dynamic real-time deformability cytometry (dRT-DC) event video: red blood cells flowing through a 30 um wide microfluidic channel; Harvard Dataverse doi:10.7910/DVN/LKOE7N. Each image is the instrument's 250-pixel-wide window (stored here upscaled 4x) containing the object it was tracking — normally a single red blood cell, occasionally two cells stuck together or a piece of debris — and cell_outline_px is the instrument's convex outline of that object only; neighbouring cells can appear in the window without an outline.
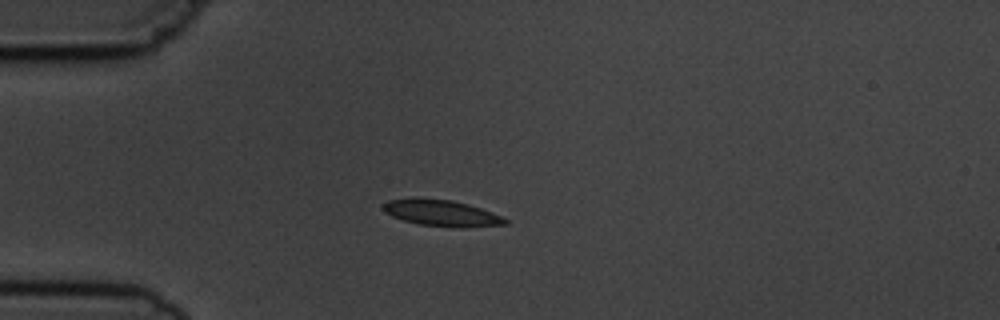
{"species": "common noctule bat (a hibernating species)", "species_latin": "Nyctalus noctula", "temperature_condition": "cold", "stored_images_in_passage": 6, "camera_frame_rate_fps": 3000, "um_per_image_px": 0.085, "animal": {"sex": "male", "body_mass_g": 19.5, "forearm_length_mm": 54.6}, "frame": {"image": 1, "passage_image": 3, "time_ms": 2.333, "image_size_px": [1000, 320], "cell_outline_px": [[508, 224], [464, 228], [460, 228], [420, 224], [404, 220], [392, 216], [384, 212], [380, 208], [388, 200], [412, 196], [416, 196], [452, 200], [468, 204], [492, 212], [508, 220]], "centroid_in_image_um": [37.48, 18.08], "position_along_channel_um": 47.5, "area_um2": 19.07}}
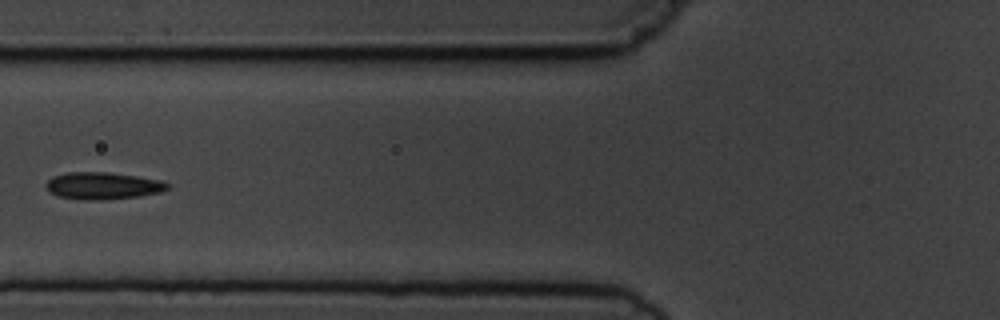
{"frame": {"image": 2, "passage_image": 5, "time_ms": 4.667, "image_size_px": [1000, 320], "cell_outline_px": [[172, 184], [168, 188], [160, 192], [140, 196], [96, 200], [92, 200], [56, 196], [48, 192], [44, 188], [44, 184], [52, 176], [68, 172], [108, 172], [164, 180]], "centroid_in_image_um": [8.73, 15.78], "position_along_channel_um": 117.1, "area_um2": 19.36}}
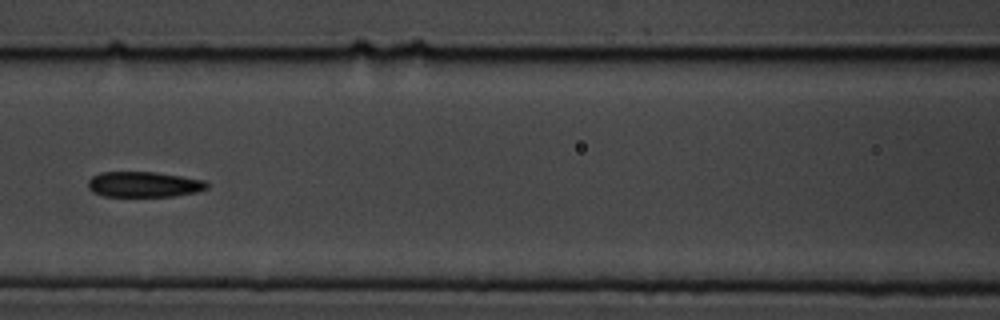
{"frame": {"image": 3, "passage_image": 6, "time_ms": 5.667, "image_size_px": [1000, 320], "cell_outline_px": [[208, 188], [196, 192], [172, 196], [104, 196], [92, 192], [88, 188], [88, 180], [92, 176], [100, 172], [156, 172], [204, 180], [208, 184]], "centroid_in_image_um": [12.2, 15.67], "position_along_channel_um": 154.4, "area_um2": 17.63}}